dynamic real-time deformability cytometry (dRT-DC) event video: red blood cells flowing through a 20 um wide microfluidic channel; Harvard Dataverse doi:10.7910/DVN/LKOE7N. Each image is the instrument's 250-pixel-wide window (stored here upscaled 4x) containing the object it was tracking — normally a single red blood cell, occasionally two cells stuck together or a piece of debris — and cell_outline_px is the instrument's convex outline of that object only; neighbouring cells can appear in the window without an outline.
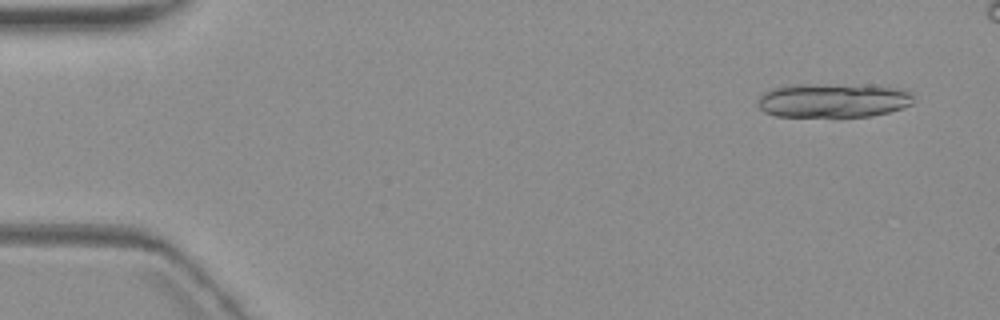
{"species": "common noctule bat (a hibernating species)", "species_latin": "Nyctalus noctula", "temperature_condition": "warm", "stored_images_in_passage": 6, "segment_of_instrument_passage": [1, 2], "camera_frame_rate_fps": 3000, "um_per_image_px": 0.085, "animal": {"sex": "female", "body_mass_g": 19.3, "forearm_length_mm": 54.1}, "frame": {"image": 1, "passage_image": 1, "time_ms": 0.0, "image_size_px": [1000, 320], "cell_outline_px": [[912, 104], [888, 112], [872, 116], [776, 116], [764, 112], [756, 104], [756, 100], [764, 92], [772, 88], [792, 84], [816, 84], [904, 88], [912, 92]], "centroid_in_image_um": [70.76, 8.53], "position_along_channel_um": 14.2, "area_um2": 30.87}}